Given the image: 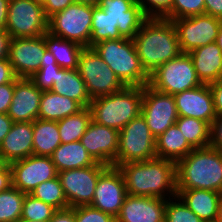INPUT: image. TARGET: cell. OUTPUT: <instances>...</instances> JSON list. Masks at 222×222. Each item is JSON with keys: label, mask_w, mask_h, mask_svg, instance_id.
Instances as JSON below:
<instances>
[{"label": "cell", "mask_w": 222, "mask_h": 222, "mask_svg": "<svg viewBox=\"0 0 222 222\" xmlns=\"http://www.w3.org/2000/svg\"><path fill=\"white\" fill-rule=\"evenodd\" d=\"M127 195L170 199L177 196L176 162L154 158L120 165Z\"/></svg>", "instance_id": "obj_1"}, {"label": "cell", "mask_w": 222, "mask_h": 222, "mask_svg": "<svg viewBox=\"0 0 222 222\" xmlns=\"http://www.w3.org/2000/svg\"><path fill=\"white\" fill-rule=\"evenodd\" d=\"M133 41L141 66L148 76L181 53L174 24L166 18L148 17Z\"/></svg>", "instance_id": "obj_2"}, {"label": "cell", "mask_w": 222, "mask_h": 222, "mask_svg": "<svg viewBox=\"0 0 222 222\" xmlns=\"http://www.w3.org/2000/svg\"><path fill=\"white\" fill-rule=\"evenodd\" d=\"M177 189H205L222 193V151L193 149L176 163Z\"/></svg>", "instance_id": "obj_3"}, {"label": "cell", "mask_w": 222, "mask_h": 222, "mask_svg": "<svg viewBox=\"0 0 222 222\" xmlns=\"http://www.w3.org/2000/svg\"><path fill=\"white\" fill-rule=\"evenodd\" d=\"M143 86H125L110 95L91 100L92 120L100 125L120 131L141 114Z\"/></svg>", "instance_id": "obj_4"}, {"label": "cell", "mask_w": 222, "mask_h": 222, "mask_svg": "<svg viewBox=\"0 0 222 222\" xmlns=\"http://www.w3.org/2000/svg\"><path fill=\"white\" fill-rule=\"evenodd\" d=\"M92 48L125 86L149 84V76L141 66L133 39L104 40Z\"/></svg>", "instance_id": "obj_5"}, {"label": "cell", "mask_w": 222, "mask_h": 222, "mask_svg": "<svg viewBox=\"0 0 222 222\" xmlns=\"http://www.w3.org/2000/svg\"><path fill=\"white\" fill-rule=\"evenodd\" d=\"M155 137L140 114L119 131L118 152L114 167L128 162L156 158Z\"/></svg>", "instance_id": "obj_6"}, {"label": "cell", "mask_w": 222, "mask_h": 222, "mask_svg": "<svg viewBox=\"0 0 222 222\" xmlns=\"http://www.w3.org/2000/svg\"><path fill=\"white\" fill-rule=\"evenodd\" d=\"M93 5L73 3L48 19V32L90 48Z\"/></svg>", "instance_id": "obj_7"}, {"label": "cell", "mask_w": 222, "mask_h": 222, "mask_svg": "<svg viewBox=\"0 0 222 222\" xmlns=\"http://www.w3.org/2000/svg\"><path fill=\"white\" fill-rule=\"evenodd\" d=\"M154 90L175 95L202 85L198 79L192 58L188 53H180L177 57L159 66L149 76V84Z\"/></svg>", "instance_id": "obj_8"}, {"label": "cell", "mask_w": 222, "mask_h": 222, "mask_svg": "<svg viewBox=\"0 0 222 222\" xmlns=\"http://www.w3.org/2000/svg\"><path fill=\"white\" fill-rule=\"evenodd\" d=\"M6 31L10 38L43 36L48 18L40 0H9Z\"/></svg>", "instance_id": "obj_9"}, {"label": "cell", "mask_w": 222, "mask_h": 222, "mask_svg": "<svg viewBox=\"0 0 222 222\" xmlns=\"http://www.w3.org/2000/svg\"><path fill=\"white\" fill-rule=\"evenodd\" d=\"M78 71L91 99L110 95L125 87L93 48L82 50L79 56Z\"/></svg>", "instance_id": "obj_10"}, {"label": "cell", "mask_w": 222, "mask_h": 222, "mask_svg": "<svg viewBox=\"0 0 222 222\" xmlns=\"http://www.w3.org/2000/svg\"><path fill=\"white\" fill-rule=\"evenodd\" d=\"M109 166L97 162L86 168L58 172L69 207L91 205L99 176Z\"/></svg>", "instance_id": "obj_11"}, {"label": "cell", "mask_w": 222, "mask_h": 222, "mask_svg": "<svg viewBox=\"0 0 222 222\" xmlns=\"http://www.w3.org/2000/svg\"><path fill=\"white\" fill-rule=\"evenodd\" d=\"M181 53L215 42L222 20L208 14L172 20Z\"/></svg>", "instance_id": "obj_12"}, {"label": "cell", "mask_w": 222, "mask_h": 222, "mask_svg": "<svg viewBox=\"0 0 222 222\" xmlns=\"http://www.w3.org/2000/svg\"><path fill=\"white\" fill-rule=\"evenodd\" d=\"M141 115L144 117L152 135L157 138L175 124L178 119L173 95L154 90L149 85L143 87Z\"/></svg>", "instance_id": "obj_13"}, {"label": "cell", "mask_w": 222, "mask_h": 222, "mask_svg": "<svg viewBox=\"0 0 222 222\" xmlns=\"http://www.w3.org/2000/svg\"><path fill=\"white\" fill-rule=\"evenodd\" d=\"M12 171V186L30 194L36 186L58 176L55 164L49 156L30 155L9 164Z\"/></svg>", "instance_id": "obj_14"}, {"label": "cell", "mask_w": 222, "mask_h": 222, "mask_svg": "<svg viewBox=\"0 0 222 222\" xmlns=\"http://www.w3.org/2000/svg\"><path fill=\"white\" fill-rule=\"evenodd\" d=\"M47 50L45 37L11 38L8 60L17 78L30 79L39 69Z\"/></svg>", "instance_id": "obj_15"}, {"label": "cell", "mask_w": 222, "mask_h": 222, "mask_svg": "<svg viewBox=\"0 0 222 222\" xmlns=\"http://www.w3.org/2000/svg\"><path fill=\"white\" fill-rule=\"evenodd\" d=\"M127 196L125 180L119 168L109 166L96 184L91 207L116 218Z\"/></svg>", "instance_id": "obj_16"}, {"label": "cell", "mask_w": 222, "mask_h": 222, "mask_svg": "<svg viewBox=\"0 0 222 222\" xmlns=\"http://www.w3.org/2000/svg\"><path fill=\"white\" fill-rule=\"evenodd\" d=\"M119 131L93 120L80 142L96 162L114 166L118 152Z\"/></svg>", "instance_id": "obj_17"}, {"label": "cell", "mask_w": 222, "mask_h": 222, "mask_svg": "<svg viewBox=\"0 0 222 222\" xmlns=\"http://www.w3.org/2000/svg\"><path fill=\"white\" fill-rule=\"evenodd\" d=\"M178 117H191L208 122L216 118L212 92L209 84L173 95Z\"/></svg>", "instance_id": "obj_18"}, {"label": "cell", "mask_w": 222, "mask_h": 222, "mask_svg": "<svg viewBox=\"0 0 222 222\" xmlns=\"http://www.w3.org/2000/svg\"><path fill=\"white\" fill-rule=\"evenodd\" d=\"M98 6L118 26L120 35L133 39L148 18L136 0H99Z\"/></svg>", "instance_id": "obj_19"}, {"label": "cell", "mask_w": 222, "mask_h": 222, "mask_svg": "<svg viewBox=\"0 0 222 222\" xmlns=\"http://www.w3.org/2000/svg\"><path fill=\"white\" fill-rule=\"evenodd\" d=\"M42 92L30 79L18 78L8 116L14 122H34L38 119Z\"/></svg>", "instance_id": "obj_20"}, {"label": "cell", "mask_w": 222, "mask_h": 222, "mask_svg": "<svg viewBox=\"0 0 222 222\" xmlns=\"http://www.w3.org/2000/svg\"><path fill=\"white\" fill-rule=\"evenodd\" d=\"M166 199L127 195L116 222H164Z\"/></svg>", "instance_id": "obj_21"}, {"label": "cell", "mask_w": 222, "mask_h": 222, "mask_svg": "<svg viewBox=\"0 0 222 222\" xmlns=\"http://www.w3.org/2000/svg\"><path fill=\"white\" fill-rule=\"evenodd\" d=\"M0 154L9 164L33 155V122H14L0 144Z\"/></svg>", "instance_id": "obj_22"}, {"label": "cell", "mask_w": 222, "mask_h": 222, "mask_svg": "<svg viewBox=\"0 0 222 222\" xmlns=\"http://www.w3.org/2000/svg\"><path fill=\"white\" fill-rule=\"evenodd\" d=\"M202 84H211L222 76V50L216 42L198 47L188 53Z\"/></svg>", "instance_id": "obj_23"}, {"label": "cell", "mask_w": 222, "mask_h": 222, "mask_svg": "<svg viewBox=\"0 0 222 222\" xmlns=\"http://www.w3.org/2000/svg\"><path fill=\"white\" fill-rule=\"evenodd\" d=\"M220 192L205 189H177V196L204 222H216Z\"/></svg>", "instance_id": "obj_24"}, {"label": "cell", "mask_w": 222, "mask_h": 222, "mask_svg": "<svg viewBox=\"0 0 222 222\" xmlns=\"http://www.w3.org/2000/svg\"><path fill=\"white\" fill-rule=\"evenodd\" d=\"M50 91L77 101L83 108L92 100L78 69L61 68Z\"/></svg>", "instance_id": "obj_25"}, {"label": "cell", "mask_w": 222, "mask_h": 222, "mask_svg": "<svg viewBox=\"0 0 222 222\" xmlns=\"http://www.w3.org/2000/svg\"><path fill=\"white\" fill-rule=\"evenodd\" d=\"M50 157L57 172L86 168L97 163L80 141L61 143Z\"/></svg>", "instance_id": "obj_26"}, {"label": "cell", "mask_w": 222, "mask_h": 222, "mask_svg": "<svg viewBox=\"0 0 222 222\" xmlns=\"http://www.w3.org/2000/svg\"><path fill=\"white\" fill-rule=\"evenodd\" d=\"M155 142L156 158L168 159L176 163L193 150L176 123L159 135Z\"/></svg>", "instance_id": "obj_27"}, {"label": "cell", "mask_w": 222, "mask_h": 222, "mask_svg": "<svg viewBox=\"0 0 222 222\" xmlns=\"http://www.w3.org/2000/svg\"><path fill=\"white\" fill-rule=\"evenodd\" d=\"M83 107L73 99L52 91H43L39 106L38 119L58 122L78 113Z\"/></svg>", "instance_id": "obj_28"}, {"label": "cell", "mask_w": 222, "mask_h": 222, "mask_svg": "<svg viewBox=\"0 0 222 222\" xmlns=\"http://www.w3.org/2000/svg\"><path fill=\"white\" fill-rule=\"evenodd\" d=\"M60 144L56 121L36 119L33 122V155L50 157Z\"/></svg>", "instance_id": "obj_29"}, {"label": "cell", "mask_w": 222, "mask_h": 222, "mask_svg": "<svg viewBox=\"0 0 222 222\" xmlns=\"http://www.w3.org/2000/svg\"><path fill=\"white\" fill-rule=\"evenodd\" d=\"M47 50L55 57L56 63L65 69H78L79 56L84 47L79 44L64 40L52 35L50 32L44 34Z\"/></svg>", "instance_id": "obj_30"}, {"label": "cell", "mask_w": 222, "mask_h": 222, "mask_svg": "<svg viewBox=\"0 0 222 222\" xmlns=\"http://www.w3.org/2000/svg\"><path fill=\"white\" fill-rule=\"evenodd\" d=\"M91 121L92 115L89 107H85L78 113L59 120L57 124L61 143L80 141Z\"/></svg>", "instance_id": "obj_31"}, {"label": "cell", "mask_w": 222, "mask_h": 222, "mask_svg": "<svg viewBox=\"0 0 222 222\" xmlns=\"http://www.w3.org/2000/svg\"><path fill=\"white\" fill-rule=\"evenodd\" d=\"M175 123L193 149L209 146L211 125L208 122L191 117H178Z\"/></svg>", "instance_id": "obj_32"}, {"label": "cell", "mask_w": 222, "mask_h": 222, "mask_svg": "<svg viewBox=\"0 0 222 222\" xmlns=\"http://www.w3.org/2000/svg\"><path fill=\"white\" fill-rule=\"evenodd\" d=\"M91 29L90 48L104 40L123 38L118 31L115 21L110 16H107L98 5L93 6Z\"/></svg>", "instance_id": "obj_33"}, {"label": "cell", "mask_w": 222, "mask_h": 222, "mask_svg": "<svg viewBox=\"0 0 222 222\" xmlns=\"http://www.w3.org/2000/svg\"><path fill=\"white\" fill-rule=\"evenodd\" d=\"M25 193L14 186L0 192V222H17L21 219Z\"/></svg>", "instance_id": "obj_34"}, {"label": "cell", "mask_w": 222, "mask_h": 222, "mask_svg": "<svg viewBox=\"0 0 222 222\" xmlns=\"http://www.w3.org/2000/svg\"><path fill=\"white\" fill-rule=\"evenodd\" d=\"M30 194L51 205L56 210L69 208L58 176L49 181L42 182Z\"/></svg>", "instance_id": "obj_35"}, {"label": "cell", "mask_w": 222, "mask_h": 222, "mask_svg": "<svg viewBox=\"0 0 222 222\" xmlns=\"http://www.w3.org/2000/svg\"><path fill=\"white\" fill-rule=\"evenodd\" d=\"M61 67L56 63L55 57L48 50L45 51L40 69L30 78V80L42 91L51 90L58 71Z\"/></svg>", "instance_id": "obj_36"}, {"label": "cell", "mask_w": 222, "mask_h": 222, "mask_svg": "<svg viewBox=\"0 0 222 222\" xmlns=\"http://www.w3.org/2000/svg\"><path fill=\"white\" fill-rule=\"evenodd\" d=\"M55 211L56 209L51 205L35 198L31 194H25L21 219L49 222Z\"/></svg>", "instance_id": "obj_37"}, {"label": "cell", "mask_w": 222, "mask_h": 222, "mask_svg": "<svg viewBox=\"0 0 222 222\" xmlns=\"http://www.w3.org/2000/svg\"><path fill=\"white\" fill-rule=\"evenodd\" d=\"M164 222L204 221L190 210L178 196H176L166 200Z\"/></svg>", "instance_id": "obj_38"}, {"label": "cell", "mask_w": 222, "mask_h": 222, "mask_svg": "<svg viewBox=\"0 0 222 222\" xmlns=\"http://www.w3.org/2000/svg\"><path fill=\"white\" fill-rule=\"evenodd\" d=\"M205 14V0H172L171 10L163 17L169 20Z\"/></svg>", "instance_id": "obj_39"}, {"label": "cell", "mask_w": 222, "mask_h": 222, "mask_svg": "<svg viewBox=\"0 0 222 222\" xmlns=\"http://www.w3.org/2000/svg\"><path fill=\"white\" fill-rule=\"evenodd\" d=\"M75 222H116L111 214L95 209L90 205L74 207Z\"/></svg>", "instance_id": "obj_40"}, {"label": "cell", "mask_w": 222, "mask_h": 222, "mask_svg": "<svg viewBox=\"0 0 222 222\" xmlns=\"http://www.w3.org/2000/svg\"><path fill=\"white\" fill-rule=\"evenodd\" d=\"M147 17L163 18L170 10L172 0H136Z\"/></svg>", "instance_id": "obj_41"}, {"label": "cell", "mask_w": 222, "mask_h": 222, "mask_svg": "<svg viewBox=\"0 0 222 222\" xmlns=\"http://www.w3.org/2000/svg\"><path fill=\"white\" fill-rule=\"evenodd\" d=\"M15 82L0 85V113L7 114L13 98Z\"/></svg>", "instance_id": "obj_42"}, {"label": "cell", "mask_w": 222, "mask_h": 222, "mask_svg": "<svg viewBox=\"0 0 222 222\" xmlns=\"http://www.w3.org/2000/svg\"><path fill=\"white\" fill-rule=\"evenodd\" d=\"M45 16L49 19L55 13L62 11L67 6L72 5L74 0H40Z\"/></svg>", "instance_id": "obj_43"}, {"label": "cell", "mask_w": 222, "mask_h": 222, "mask_svg": "<svg viewBox=\"0 0 222 222\" xmlns=\"http://www.w3.org/2000/svg\"><path fill=\"white\" fill-rule=\"evenodd\" d=\"M209 146L222 151V116H216L211 124Z\"/></svg>", "instance_id": "obj_44"}, {"label": "cell", "mask_w": 222, "mask_h": 222, "mask_svg": "<svg viewBox=\"0 0 222 222\" xmlns=\"http://www.w3.org/2000/svg\"><path fill=\"white\" fill-rule=\"evenodd\" d=\"M8 58L0 59V85L17 80Z\"/></svg>", "instance_id": "obj_45"}, {"label": "cell", "mask_w": 222, "mask_h": 222, "mask_svg": "<svg viewBox=\"0 0 222 222\" xmlns=\"http://www.w3.org/2000/svg\"><path fill=\"white\" fill-rule=\"evenodd\" d=\"M213 96L216 116H222V80L209 84Z\"/></svg>", "instance_id": "obj_46"}, {"label": "cell", "mask_w": 222, "mask_h": 222, "mask_svg": "<svg viewBox=\"0 0 222 222\" xmlns=\"http://www.w3.org/2000/svg\"><path fill=\"white\" fill-rule=\"evenodd\" d=\"M49 222H75L74 208L56 210Z\"/></svg>", "instance_id": "obj_47"}, {"label": "cell", "mask_w": 222, "mask_h": 222, "mask_svg": "<svg viewBox=\"0 0 222 222\" xmlns=\"http://www.w3.org/2000/svg\"><path fill=\"white\" fill-rule=\"evenodd\" d=\"M205 14L222 20V0H205Z\"/></svg>", "instance_id": "obj_48"}, {"label": "cell", "mask_w": 222, "mask_h": 222, "mask_svg": "<svg viewBox=\"0 0 222 222\" xmlns=\"http://www.w3.org/2000/svg\"><path fill=\"white\" fill-rule=\"evenodd\" d=\"M13 124L14 121L8 116V114L0 113V144L9 133Z\"/></svg>", "instance_id": "obj_49"}, {"label": "cell", "mask_w": 222, "mask_h": 222, "mask_svg": "<svg viewBox=\"0 0 222 222\" xmlns=\"http://www.w3.org/2000/svg\"><path fill=\"white\" fill-rule=\"evenodd\" d=\"M12 187V171L8 165L2 172H0V192Z\"/></svg>", "instance_id": "obj_50"}, {"label": "cell", "mask_w": 222, "mask_h": 222, "mask_svg": "<svg viewBox=\"0 0 222 222\" xmlns=\"http://www.w3.org/2000/svg\"><path fill=\"white\" fill-rule=\"evenodd\" d=\"M10 39L6 30H0V59L8 58Z\"/></svg>", "instance_id": "obj_51"}, {"label": "cell", "mask_w": 222, "mask_h": 222, "mask_svg": "<svg viewBox=\"0 0 222 222\" xmlns=\"http://www.w3.org/2000/svg\"><path fill=\"white\" fill-rule=\"evenodd\" d=\"M9 0H0V30H6Z\"/></svg>", "instance_id": "obj_52"}, {"label": "cell", "mask_w": 222, "mask_h": 222, "mask_svg": "<svg viewBox=\"0 0 222 222\" xmlns=\"http://www.w3.org/2000/svg\"><path fill=\"white\" fill-rule=\"evenodd\" d=\"M75 3L89 4L93 6H97L99 0H74Z\"/></svg>", "instance_id": "obj_53"}, {"label": "cell", "mask_w": 222, "mask_h": 222, "mask_svg": "<svg viewBox=\"0 0 222 222\" xmlns=\"http://www.w3.org/2000/svg\"><path fill=\"white\" fill-rule=\"evenodd\" d=\"M215 42L218 45V47L222 50V24L219 28L218 35Z\"/></svg>", "instance_id": "obj_54"}, {"label": "cell", "mask_w": 222, "mask_h": 222, "mask_svg": "<svg viewBox=\"0 0 222 222\" xmlns=\"http://www.w3.org/2000/svg\"><path fill=\"white\" fill-rule=\"evenodd\" d=\"M9 163L5 160V158L0 154V172H2Z\"/></svg>", "instance_id": "obj_55"}, {"label": "cell", "mask_w": 222, "mask_h": 222, "mask_svg": "<svg viewBox=\"0 0 222 222\" xmlns=\"http://www.w3.org/2000/svg\"><path fill=\"white\" fill-rule=\"evenodd\" d=\"M216 222H222V194L220 198L219 211H218V217H217Z\"/></svg>", "instance_id": "obj_56"}, {"label": "cell", "mask_w": 222, "mask_h": 222, "mask_svg": "<svg viewBox=\"0 0 222 222\" xmlns=\"http://www.w3.org/2000/svg\"><path fill=\"white\" fill-rule=\"evenodd\" d=\"M17 222H43V221H27V220L20 219Z\"/></svg>", "instance_id": "obj_57"}]
</instances>
